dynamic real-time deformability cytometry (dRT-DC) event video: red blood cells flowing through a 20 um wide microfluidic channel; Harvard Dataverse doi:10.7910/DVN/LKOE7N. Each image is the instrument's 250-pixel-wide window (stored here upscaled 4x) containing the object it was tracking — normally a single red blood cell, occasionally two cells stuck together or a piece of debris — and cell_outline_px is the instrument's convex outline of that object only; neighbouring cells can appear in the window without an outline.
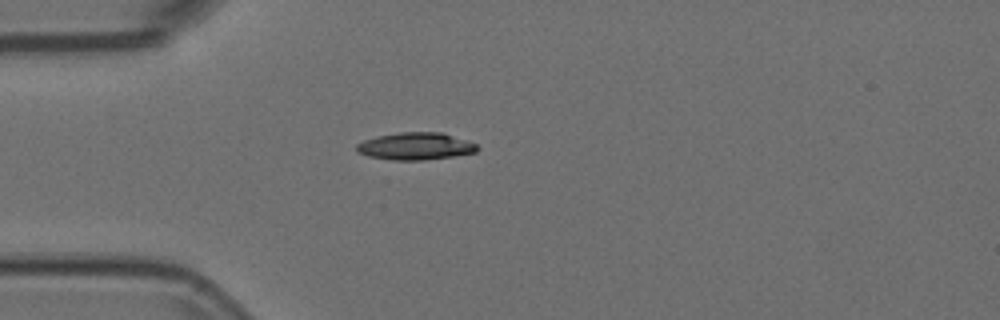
{"species": "Egyptian fruit bat (a non-hibernating species)", "species_latin": "Rousettus aegyptiacus", "temperature_condition": "room temperature", "stored_images_in_passage": 36, "camera_frame_rate_fps": 3000, "um_per_image_px": 0.085, "animal": {"sex": "female"}, "frame": {"image": 1, "passage_image": 1, "time_ms": 0.0, "image_size_px": [1000, 320], "cell_outline_px": [[480, 148], [476, 152], [452, 156], [424, 160], [392, 160], [368, 156], [356, 152], [356, 144], [364, 140], [376, 136], [400, 132], [440, 132], [476, 144]], "centroid_in_image_um": [35.27, 12.43], "position_along_channel_um": 49.7, "area_um2": 19.07}}
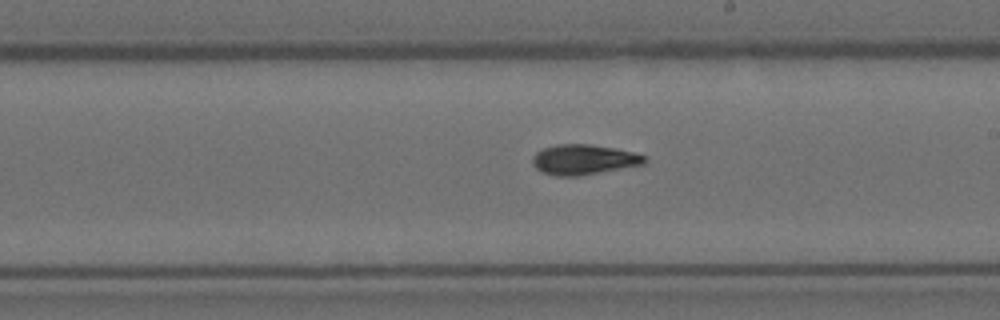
{"frame": {"image": 2, "passage_image": 17, "time_ms": 5.333, "image_size_px": [1000, 320], "cell_outline_px": [[648, 160], [644, 164], [580, 176], [556, 176], [540, 172], [532, 164], [532, 160], [536, 152], [544, 148], [556, 144], [588, 144], [616, 148], [648, 156]], "centroid_in_image_um": [49.62, 13.57], "position_along_channel_um": 239.4, "area_um2": 19.83}}
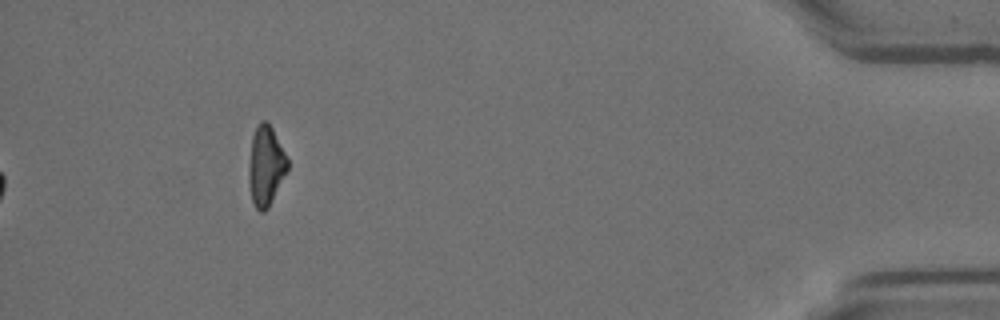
{"frame": {"image": 3, "passage_image": 36, "time_ms": 11.667, "image_size_px": [1000, 320], "cell_outline_px": [[288, 168], [268, 208], [264, 212], [260, 212], [256, 208], [252, 200], [248, 180], [248, 168], [252, 136], [256, 124], [260, 120], [264, 120], [272, 128], [288, 160]], "centroid_in_image_um": [22.56, 14.09], "position_along_channel_um": 412.6, "area_um2": 17.86}}